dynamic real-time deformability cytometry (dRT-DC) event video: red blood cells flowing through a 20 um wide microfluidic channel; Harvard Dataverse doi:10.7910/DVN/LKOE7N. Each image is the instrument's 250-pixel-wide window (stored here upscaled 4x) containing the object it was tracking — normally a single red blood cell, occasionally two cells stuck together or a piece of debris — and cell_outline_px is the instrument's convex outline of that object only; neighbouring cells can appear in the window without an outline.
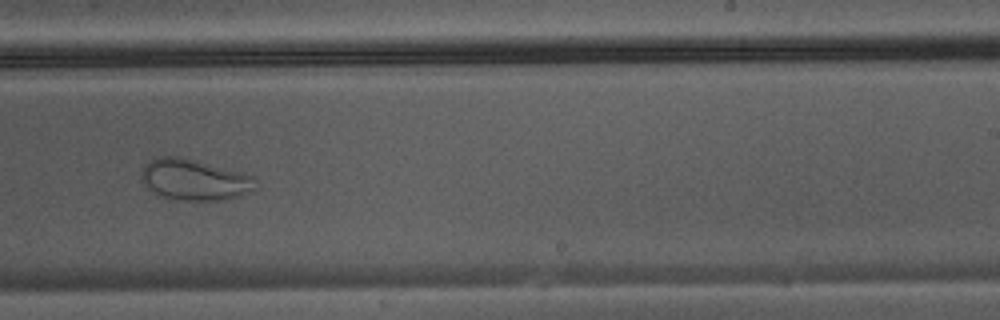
{"species": "Egyptian fruit bat (a non-hibernating species)", "species_latin": "Rousettus aegyptiacus", "temperature_condition": "warm", "stored_images_in_passage": 34, "camera_frame_rate_fps": 3000, "um_per_image_px": 0.085, "animal": {"sex": "male"}, "frame": {"image": 1, "passage_image": 20, "time_ms": 6.333, "image_size_px": [1000, 320], "cell_outline_px": [[256, 188], [240, 196], [228, 200], [180, 200], [160, 196], [152, 192], [140, 180], [140, 172], [144, 164], [156, 156], [180, 156], [244, 172], [256, 176]], "centroid_in_image_um": [16.52, 15.26], "position_along_channel_um": 272.5, "area_um2": 27.98}}
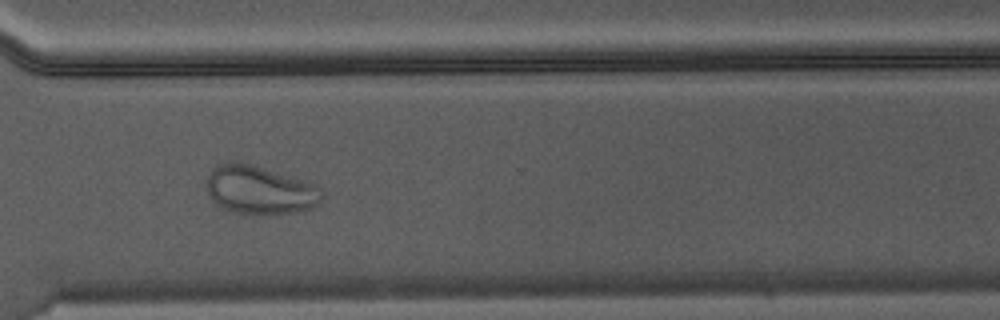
{"frame": {"image": 2, "passage_image": 25, "time_ms": 8.0, "image_size_px": [1000, 320], "cell_outline_px": [[324, 196], [312, 208], [296, 212], [272, 216], [244, 216], [224, 212], [208, 196], [204, 180], [212, 168], [216, 164], [228, 160], [240, 160], [312, 184], [320, 188]], "centroid_in_image_um": [21.95, 16.19], "position_along_channel_um": 348.7, "area_um2": 33.99}}